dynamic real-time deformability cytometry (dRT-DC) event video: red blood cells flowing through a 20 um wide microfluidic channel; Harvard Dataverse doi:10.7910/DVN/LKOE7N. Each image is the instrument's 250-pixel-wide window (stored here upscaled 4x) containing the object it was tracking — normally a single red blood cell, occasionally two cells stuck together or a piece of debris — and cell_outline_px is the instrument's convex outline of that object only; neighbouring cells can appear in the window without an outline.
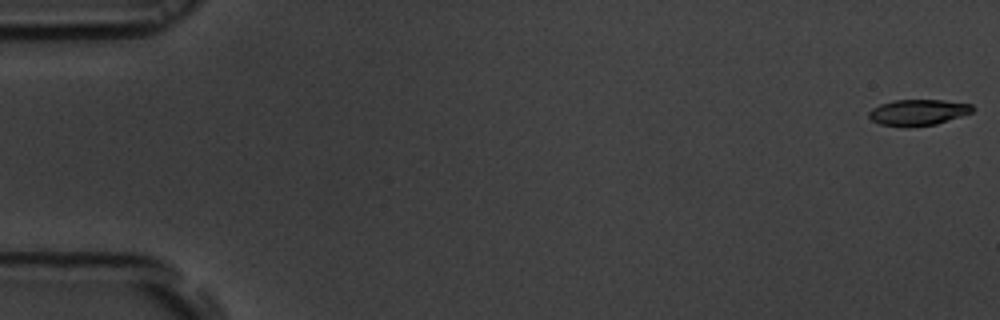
{"species": "common noctule bat (a hibernating species)", "species_latin": "Nyctalus noctula", "temperature_condition": "room temperature", "stored_images_in_passage": 16, "camera_frame_rate_fps": 3000, "um_per_image_px": 0.085, "animal": {"sex": "male", "body_mass_g": 19.5, "forearm_length_mm": 54.6}, "frame": {"image": 1, "passage_image": 1, "time_ms": 0.0, "image_size_px": [1000, 320], "cell_outline_px": [[976, 108], [972, 112], [936, 124], [908, 128], [880, 124], [872, 120], [868, 116], [868, 112], [872, 108], [880, 104], [896, 100], [944, 100], [972, 104]], "centroid_in_image_um": [78.03, 9.56], "position_along_channel_um": 7.0, "area_um2": 15.84}}
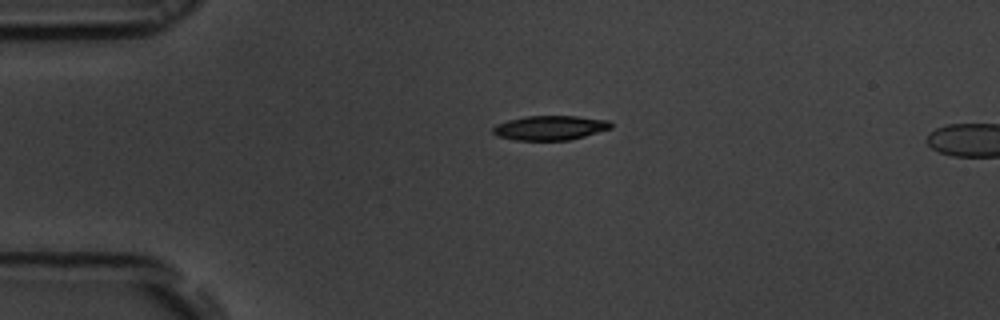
{"frame": {"image": 2, "passage_image": 13, "time_ms": 4.0, "image_size_px": [1000, 320], "cell_outline_px": [[612, 128], [584, 136], [568, 140], [516, 140], [496, 136], [492, 132], [492, 128], [496, 124], [508, 120], [524, 116], [576, 116], [608, 120], [612, 124]], "centroid_in_image_um": [46.72, 10.86], "position_along_channel_um": 38.3, "area_um2": 16.82}}